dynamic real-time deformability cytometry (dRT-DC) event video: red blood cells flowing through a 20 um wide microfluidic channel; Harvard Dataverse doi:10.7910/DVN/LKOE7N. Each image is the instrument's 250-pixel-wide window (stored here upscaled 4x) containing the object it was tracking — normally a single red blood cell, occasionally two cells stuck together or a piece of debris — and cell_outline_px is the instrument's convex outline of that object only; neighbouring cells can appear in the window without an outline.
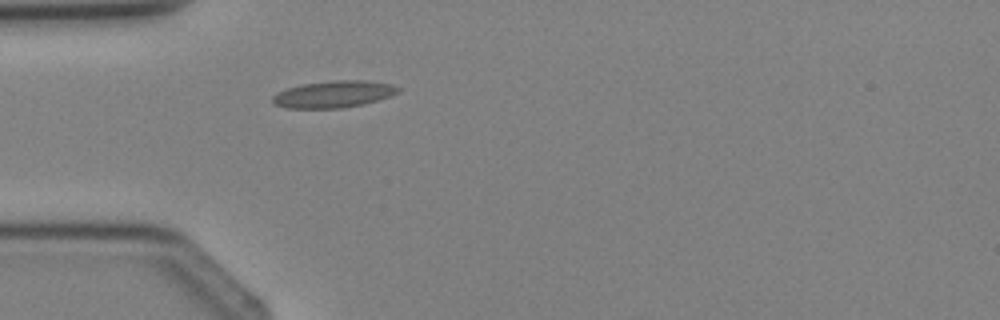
{"species": "Egyptian fruit bat (a non-hibernating species)", "species_latin": "Rousettus aegyptiacus", "temperature_condition": "cold", "stored_images_in_passage": 3, "camera_frame_rate_fps": 3000, "um_per_image_px": 0.085, "animal": {"sex": "female"}, "frame": {"image": 1, "passage_image": 3, "time_ms": 2.667, "image_size_px": [1000, 320], "cell_outline_px": [[400, 92], [364, 104], [340, 108], [288, 108], [276, 104], [272, 100], [272, 96], [276, 92], [288, 88], [304, 84], [336, 80], [364, 80], [392, 84], [400, 88]], "centroid_in_image_um": [28.36, 8.0], "position_along_channel_um": 56.6, "area_um2": 19.42}}